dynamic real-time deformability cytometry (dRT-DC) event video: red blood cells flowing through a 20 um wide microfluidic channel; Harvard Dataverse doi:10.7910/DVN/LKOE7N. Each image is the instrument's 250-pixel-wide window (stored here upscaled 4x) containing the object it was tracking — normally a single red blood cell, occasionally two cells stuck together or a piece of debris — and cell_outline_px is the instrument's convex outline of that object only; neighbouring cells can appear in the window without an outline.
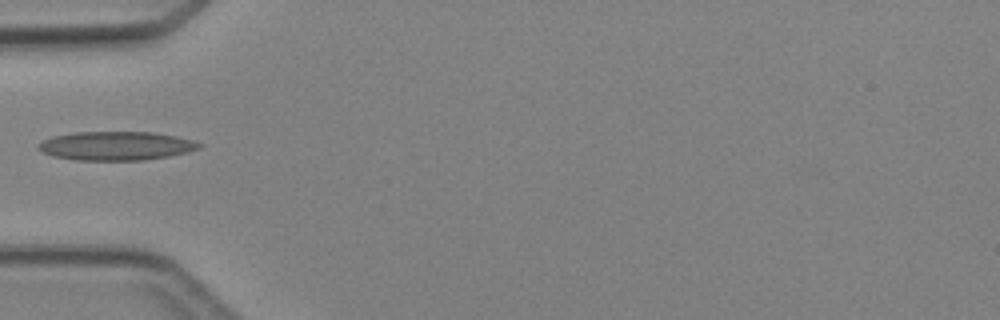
{"species": "Egyptian fruit bat (a non-hibernating species)", "species_latin": "Rousettus aegyptiacus", "temperature_condition": "cold", "stored_images_in_passage": 4, "camera_frame_rate_fps": 3000, "um_per_image_px": 0.085, "animal": {"sex": "female"}, "frame": {"image": 1, "passage_image": 4, "time_ms": 4.333, "image_size_px": [1000, 320], "cell_outline_px": [[204, 144], [200, 148], [188, 152], [168, 156], [144, 160], [76, 160], [52, 156], [36, 148], [36, 144], [52, 136], [72, 132], [152, 132], [176, 136], [192, 140]], "centroid_in_image_um": [9.85, 12.39], "position_along_channel_um": 75.1, "area_um2": 27.11}}